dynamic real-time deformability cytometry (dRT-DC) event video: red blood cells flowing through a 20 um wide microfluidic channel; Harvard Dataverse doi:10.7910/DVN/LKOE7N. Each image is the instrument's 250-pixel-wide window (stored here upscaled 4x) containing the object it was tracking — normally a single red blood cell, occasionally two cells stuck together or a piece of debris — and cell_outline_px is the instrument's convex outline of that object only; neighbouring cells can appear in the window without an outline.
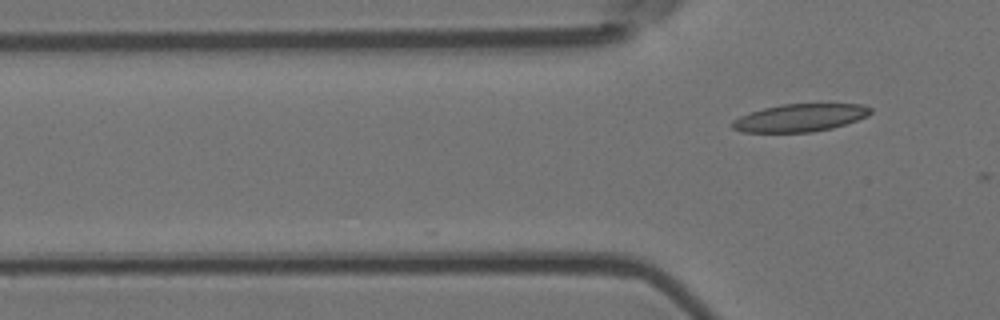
{"species": "Egyptian fruit bat (a non-hibernating species)", "species_latin": "Rousettus aegyptiacus", "temperature_condition": "room temperature", "stored_images_in_passage": 4, "camera_frame_rate_fps": 3000, "um_per_image_px": 0.085, "animal": {"sex": "female"}, "frame": {"image": 1, "passage_image": 4, "time_ms": 1.0, "image_size_px": [1000, 320], "cell_outline_px": [[872, 112], [868, 116], [832, 128], [812, 132], [740, 132], [732, 128], [732, 120], [748, 112], [780, 104], [860, 104], [872, 108]], "centroid_in_image_um": [67.97, 10.01], "position_along_channel_um": 57.8, "area_um2": 22.31}}